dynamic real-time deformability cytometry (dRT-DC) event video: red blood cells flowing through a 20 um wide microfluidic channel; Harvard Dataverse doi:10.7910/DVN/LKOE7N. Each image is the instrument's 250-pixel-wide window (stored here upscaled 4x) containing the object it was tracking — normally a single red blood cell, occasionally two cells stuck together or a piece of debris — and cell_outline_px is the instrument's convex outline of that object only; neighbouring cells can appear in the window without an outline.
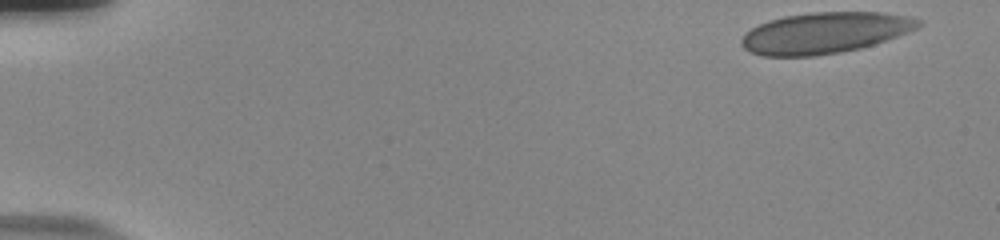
{"species": "human", "species_latin": "Homo sapiens", "temperature_condition": "room temperature", "stored_images_in_passage": 53, "camera_frame_rate_fps": 3000, "um_per_image_px": 0.085, "donor": {"sex": "male"}, "frame": {"image": 1, "passage_image": 1, "time_ms": 0.0, "image_size_px": [1000, 240], "cell_outline_px": [[920, 28], [860, 48], [840, 52], [816, 56], [764, 56], [752, 52], [744, 48], [740, 44], [740, 40], [744, 32], [768, 20], [784, 16], [812, 12], [884, 12], [908, 16], [920, 20]], "centroid_in_image_um": [70.08, 2.79], "position_along_channel_um": 14.9, "area_um2": 42.31}}
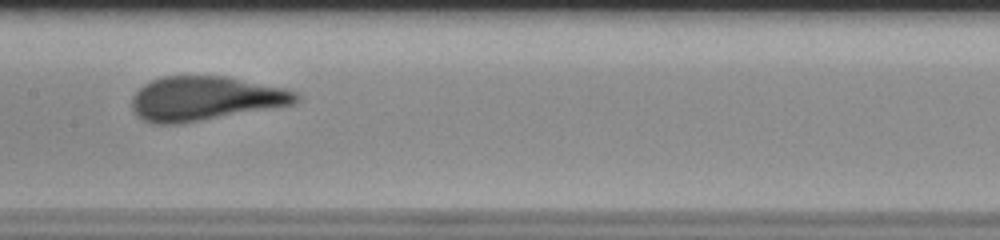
{"frame": {"image": 2, "passage_image": 27, "time_ms": 8.667, "image_size_px": [1000, 240], "cell_outline_px": [[300, 100], [292, 104], [180, 124], [152, 124], [136, 116], [132, 112], [132, 96], [144, 84], [152, 80], [164, 76], [224, 76], [284, 88], [296, 92], [300, 96]], "centroid_in_image_um": [17.38, 8.38], "position_along_channel_um": 190.0, "area_um2": 42.08}}
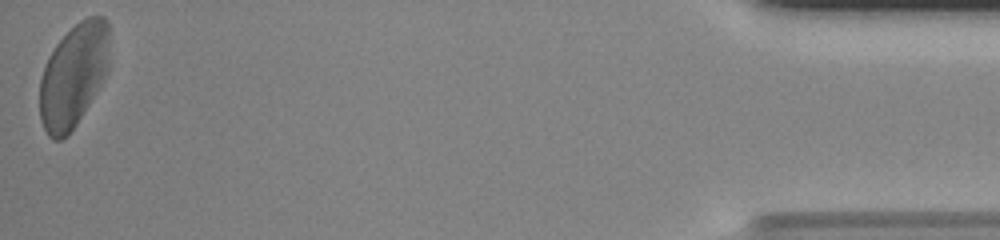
{"frame": {"image": 3, "passage_image": 53, "time_ms": 17.333, "image_size_px": [1000, 240], "cell_outline_px": [[112, 32], [108, 72], [104, 80], [76, 124], [68, 136], [60, 140], [52, 140], [48, 136], [40, 120], [40, 76], [48, 56], [56, 44], [80, 20], [88, 16], [104, 16], [108, 20]], "centroid_in_image_um": [6.29, 6.38], "position_along_channel_um": 428.9, "area_um2": 42.89}, "authors_computed_cell_mechanics": {"area_um2": 42.2518, "velocity_mm_per_s": 3.7028, "shape_relaxation_time_tau1_ms": 5.0311, "shape_relaxation_time_tau2_ms": null, "deformation_change_tau1": 0.1681, "deformation_change_tau2": null}}